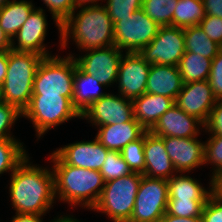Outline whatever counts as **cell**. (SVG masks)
I'll list each match as a JSON object with an SVG mask.
<instances>
[{
  "label": "cell",
  "instance_id": "obj_1",
  "mask_svg": "<svg viewBox=\"0 0 222 222\" xmlns=\"http://www.w3.org/2000/svg\"><path fill=\"white\" fill-rule=\"evenodd\" d=\"M27 156L11 174L9 194L18 214L45 215L56 198L54 174L32 165Z\"/></svg>",
  "mask_w": 222,
  "mask_h": 222
},
{
  "label": "cell",
  "instance_id": "obj_2",
  "mask_svg": "<svg viewBox=\"0 0 222 222\" xmlns=\"http://www.w3.org/2000/svg\"><path fill=\"white\" fill-rule=\"evenodd\" d=\"M61 24V47L65 49L71 38L82 50L106 48L114 45V23L105 5L84 6ZM70 36V37H69Z\"/></svg>",
  "mask_w": 222,
  "mask_h": 222
},
{
  "label": "cell",
  "instance_id": "obj_3",
  "mask_svg": "<svg viewBox=\"0 0 222 222\" xmlns=\"http://www.w3.org/2000/svg\"><path fill=\"white\" fill-rule=\"evenodd\" d=\"M53 162L55 195L72 206L84 205L92 209L98 202L104 179L100 171L65 164L54 152L49 157Z\"/></svg>",
  "mask_w": 222,
  "mask_h": 222
},
{
  "label": "cell",
  "instance_id": "obj_4",
  "mask_svg": "<svg viewBox=\"0 0 222 222\" xmlns=\"http://www.w3.org/2000/svg\"><path fill=\"white\" fill-rule=\"evenodd\" d=\"M44 57L32 52L8 50V66L3 86L5 103L23 112L30 103L33 81Z\"/></svg>",
  "mask_w": 222,
  "mask_h": 222
},
{
  "label": "cell",
  "instance_id": "obj_5",
  "mask_svg": "<svg viewBox=\"0 0 222 222\" xmlns=\"http://www.w3.org/2000/svg\"><path fill=\"white\" fill-rule=\"evenodd\" d=\"M142 174H131L105 182L92 210L105 213L113 222H128L132 216Z\"/></svg>",
  "mask_w": 222,
  "mask_h": 222
},
{
  "label": "cell",
  "instance_id": "obj_6",
  "mask_svg": "<svg viewBox=\"0 0 222 222\" xmlns=\"http://www.w3.org/2000/svg\"><path fill=\"white\" fill-rule=\"evenodd\" d=\"M44 57L33 81L32 95H62L73 99V78L77 63L72 54Z\"/></svg>",
  "mask_w": 222,
  "mask_h": 222
},
{
  "label": "cell",
  "instance_id": "obj_7",
  "mask_svg": "<svg viewBox=\"0 0 222 222\" xmlns=\"http://www.w3.org/2000/svg\"><path fill=\"white\" fill-rule=\"evenodd\" d=\"M22 116L33 122L38 139L53 127L72 118H81L72 101L62 95H32Z\"/></svg>",
  "mask_w": 222,
  "mask_h": 222
},
{
  "label": "cell",
  "instance_id": "obj_8",
  "mask_svg": "<svg viewBox=\"0 0 222 222\" xmlns=\"http://www.w3.org/2000/svg\"><path fill=\"white\" fill-rule=\"evenodd\" d=\"M168 200L167 180L143 175L128 222H159L166 213Z\"/></svg>",
  "mask_w": 222,
  "mask_h": 222
},
{
  "label": "cell",
  "instance_id": "obj_9",
  "mask_svg": "<svg viewBox=\"0 0 222 222\" xmlns=\"http://www.w3.org/2000/svg\"><path fill=\"white\" fill-rule=\"evenodd\" d=\"M160 26L142 9L114 23V45L126 53H138L157 35Z\"/></svg>",
  "mask_w": 222,
  "mask_h": 222
},
{
  "label": "cell",
  "instance_id": "obj_10",
  "mask_svg": "<svg viewBox=\"0 0 222 222\" xmlns=\"http://www.w3.org/2000/svg\"><path fill=\"white\" fill-rule=\"evenodd\" d=\"M185 53L183 28L160 26L155 38L138 54L149 64L178 66Z\"/></svg>",
  "mask_w": 222,
  "mask_h": 222
},
{
  "label": "cell",
  "instance_id": "obj_11",
  "mask_svg": "<svg viewBox=\"0 0 222 222\" xmlns=\"http://www.w3.org/2000/svg\"><path fill=\"white\" fill-rule=\"evenodd\" d=\"M85 55L75 58L77 66L86 74L97 78L105 87L117 83L122 51L115 45L85 50ZM112 83V84H111Z\"/></svg>",
  "mask_w": 222,
  "mask_h": 222
},
{
  "label": "cell",
  "instance_id": "obj_12",
  "mask_svg": "<svg viewBox=\"0 0 222 222\" xmlns=\"http://www.w3.org/2000/svg\"><path fill=\"white\" fill-rule=\"evenodd\" d=\"M83 118L97 127L129 122L134 118L133 102L120 94L107 93L87 108L81 115Z\"/></svg>",
  "mask_w": 222,
  "mask_h": 222
},
{
  "label": "cell",
  "instance_id": "obj_13",
  "mask_svg": "<svg viewBox=\"0 0 222 222\" xmlns=\"http://www.w3.org/2000/svg\"><path fill=\"white\" fill-rule=\"evenodd\" d=\"M151 64L146 63L138 53L123 54L118 69V91L127 99H135L146 92Z\"/></svg>",
  "mask_w": 222,
  "mask_h": 222
},
{
  "label": "cell",
  "instance_id": "obj_14",
  "mask_svg": "<svg viewBox=\"0 0 222 222\" xmlns=\"http://www.w3.org/2000/svg\"><path fill=\"white\" fill-rule=\"evenodd\" d=\"M217 102L208 80L183 84L175 103L187 114L194 116L204 125Z\"/></svg>",
  "mask_w": 222,
  "mask_h": 222
},
{
  "label": "cell",
  "instance_id": "obj_15",
  "mask_svg": "<svg viewBox=\"0 0 222 222\" xmlns=\"http://www.w3.org/2000/svg\"><path fill=\"white\" fill-rule=\"evenodd\" d=\"M44 11L40 7L31 11L25 23L11 40V50L37 53L43 57L51 56L45 47L46 45L43 44L48 27ZM14 38H17L18 45H15Z\"/></svg>",
  "mask_w": 222,
  "mask_h": 222
},
{
  "label": "cell",
  "instance_id": "obj_16",
  "mask_svg": "<svg viewBox=\"0 0 222 222\" xmlns=\"http://www.w3.org/2000/svg\"><path fill=\"white\" fill-rule=\"evenodd\" d=\"M176 173H187L204 164V142L197 137H161Z\"/></svg>",
  "mask_w": 222,
  "mask_h": 222
},
{
  "label": "cell",
  "instance_id": "obj_17",
  "mask_svg": "<svg viewBox=\"0 0 222 222\" xmlns=\"http://www.w3.org/2000/svg\"><path fill=\"white\" fill-rule=\"evenodd\" d=\"M109 151L95 138L65 145L54 153L65 164L100 171Z\"/></svg>",
  "mask_w": 222,
  "mask_h": 222
},
{
  "label": "cell",
  "instance_id": "obj_18",
  "mask_svg": "<svg viewBox=\"0 0 222 222\" xmlns=\"http://www.w3.org/2000/svg\"><path fill=\"white\" fill-rule=\"evenodd\" d=\"M199 126L205 125L175 103L158 119L150 132L159 137L191 138L199 135Z\"/></svg>",
  "mask_w": 222,
  "mask_h": 222
},
{
  "label": "cell",
  "instance_id": "obj_19",
  "mask_svg": "<svg viewBox=\"0 0 222 222\" xmlns=\"http://www.w3.org/2000/svg\"><path fill=\"white\" fill-rule=\"evenodd\" d=\"M145 170L142 175L169 180L176 172L169 158L164 141L150 131L145 132L144 142Z\"/></svg>",
  "mask_w": 222,
  "mask_h": 222
},
{
  "label": "cell",
  "instance_id": "obj_20",
  "mask_svg": "<svg viewBox=\"0 0 222 222\" xmlns=\"http://www.w3.org/2000/svg\"><path fill=\"white\" fill-rule=\"evenodd\" d=\"M182 87L178 66L151 64L145 93L164 95L175 101Z\"/></svg>",
  "mask_w": 222,
  "mask_h": 222
},
{
  "label": "cell",
  "instance_id": "obj_21",
  "mask_svg": "<svg viewBox=\"0 0 222 222\" xmlns=\"http://www.w3.org/2000/svg\"><path fill=\"white\" fill-rule=\"evenodd\" d=\"M146 130L133 118L122 124L99 126L95 138L110 151H121L129 142L139 139Z\"/></svg>",
  "mask_w": 222,
  "mask_h": 222
},
{
  "label": "cell",
  "instance_id": "obj_22",
  "mask_svg": "<svg viewBox=\"0 0 222 222\" xmlns=\"http://www.w3.org/2000/svg\"><path fill=\"white\" fill-rule=\"evenodd\" d=\"M132 102L134 118L146 131H150L158 119L175 104L172 98L152 93H144Z\"/></svg>",
  "mask_w": 222,
  "mask_h": 222
},
{
  "label": "cell",
  "instance_id": "obj_23",
  "mask_svg": "<svg viewBox=\"0 0 222 222\" xmlns=\"http://www.w3.org/2000/svg\"><path fill=\"white\" fill-rule=\"evenodd\" d=\"M73 107L82 115L95 101L101 99L107 93L100 92L104 85L92 75L84 73L78 66L75 68L73 78Z\"/></svg>",
  "mask_w": 222,
  "mask_h": 222
},
{
  "label": "cell",
  "instance_id": "obj_24",
  "mask_svg": "<svg viewBox=\"0 0 222 222\" xmlns=\"http://www.w3.org/2000/svg\"><path fill=\"white\" fill-rule=\"evenodd\" d=\"M34 8L31 1L12 0L0 9V26L10 40L17 34Z\"/></svg>",
  "mask_w": 222,
  "mask_h": 222
},
{
  "label": "cell",
  "instance_id": "obj_25",
  "mask_svg": "<svg viewBox=\"0 0 222 222\" xmlns=\"http://www.w3.org/2000/svg\"><path fill=\"white\" fill-rule=\"evenodd\" d=\"M168 182L169 199H208L211 190L205 189L199 181L188 175H174Z\"/></svg>",
  "mask_w": 222,
  "mask_h": 222
},
{
  "label": "cell",
  "instance_id": "obj_26",
  "mask_svg": "<svg viewBox=\"0 0 222 222\" xmlns=\"http://www.w3.org/2000/svg\"><path fill=\"white\" fill-rule=\"evenodd\" d=\"M211 63L212 59L185 51L178 64L183 84L208 80Z\"/></svg>",
  "mask_w": 222,
  "mask_h": 222
},
{
  "label": "cell",
  "instance_id": "obj_27",
  "mask_svg": "<svg viewBox=\"0 0 222 222\" xmlns=\"http://www.w3.org/2000/svg\"><path fill=\"white\" fill-rule=\"evenodd\" d=\"M185 51L213 59L222 49L216 42L210 40L200 25L183 29Z\"/></svg>",
  "mask_w": 222,
  "mask_h": 222
},
{
  "label": "cell",
  "instance_id": "obj_28",
  "mask_svg": "<svg viewBox=\"0 0 222 222\" xmlns=\"http://www.w3.org/2000/svg\"><path fill=\"white\" fill-rule=\"evenodd\" d=\"M205 16L202 0H178L173 14V26L184 29L199 25Z\"/></svg>",
  "mask_w": 222,
  "mask_h": 222
},
{
  "label": "cell",
  "instance_id": "obj_29",
  "mask_svg": "<svg viewBox=\"0 0 222 222\" xmlns=\"http://www.w3.org/2000/svg\"><path fill=\"white\" fill-rule=\"evenodd\" d=\"M22 144L15 138L0 139V175L7 171L12 174L28 156Z\"/></svg>",
  "mask_w": 222,
  "mask_h": 222
},
{
  "label": "cell",
  "instance_id": "obj_30",
  "mask_svg": "<svg viewBox=\"0 0 222 222\" xmlns=\"http://www.w3.org/2000/svg\"><path fill=\"white\" fill-rule=\"evenodd\" d=\"M178 0H142L141 9L159 26H173Z\"/></svg>",
  "mask_w": 222,
  "mask_h": 222
},
{
  "label": "cell",
  "instance_id": "obj_31",
  "mask_svg": "<svg viewBox=\"0 0 222 222\" xmlns=\"http://www.w3.org/2000/svg\"><path fill=\"white\" fill-rule=\"evenodd\" d=\"M208 199H169L166 213L178 217H201Z\"/></svg>",
  "mask_w": 222,
  "mask_h": 222
},
{
  "label": "cell",
  "instance_id": "obj_32",
  "mask_svg": "<svg viewBox=\"0 0 222 222\" xmlns=\"http://www.w3.org/2000/svg\"><path fill=\"white\" fill-rule=\"evenodd\" d=\"M104 182L127 176L132 173L120 151H109L100 169Z\"/></svg>",
  "mask_w": 222,
  "mask_h": 222
},
{
  "label": "cell",
  "instance_id": "obj_33",
  "mask_svg": "<svg viewBox=\"0 0 222 222\" xmlns=\"http://www.w3.org/2000/svg\"><path fill=\"white\" fill-rule=\"evenodd\" d=\"M145 133L137 140L129 142L120 152L132 172L143 174L145 170L144 155Z\"/></svg>",
  "mask_w": 222,
  "mask_h": 222
},
{
  "label": "cell",
  "instance_id": "obj_34",
  "mask_svg": "<svg viewBox=\"0 0 222 222\" xmlns=\"http://www.w3.org/2000/svg\"><path fill=\"white\" fill-rule=\"evenodd\" d=\"M105 7L115 23L122 18L131 17L133 12L141 9L142 0H107Z\"/></svg>",
  "mask_w": 222,
  "mask_h": 222
},
{
  "label": "cell",
  "instance_id": "obj_35",
  "mask_svg": "<svg viewBox=\"0 0 222 222\" xmlns=\"http://www.w3.org/2000/svg\"><path fill=\"white\" fill-rule=\"evenodd\" d=\"M45 6L49 8L52 17L58 27L60 33L61 44V24L76 11L74 0H43Z\"/></svg>",
  "mask_w": 222,
  "mask_h": 222
},
{
  "label": "cell",
  "instance_id": "obj_36",
  "mask_svg": "<svg viewBox=\"0 0 222 222\" xmlns=\"http://www.w3.org/2000/svg\"><path fill=\"white\" fill-rule=\"evenodd\" d=\"M204 164H213L212 174L222 170V135L212 134L207 142H204Z\"/></svg>",
  "mask_w": 222,
  "mask_h": 222
},
{
  "label": "cell",
  "instance_id": "obj_37",
  "mask_svg": "<svg viewBox=\"0 0 222 222\" xmlns=\"http://www.w3.org/2000/svg\"><path fill=\"white\" fill-rule=\"evenodd\" d=\"M21 116L22 112L16 107L8 103L0 104V139L14 138V136H11L10 128Z\"/></svg>",
  "mask_w": 222,
  "mask_h": 222
},
{
  "label": "cell",
  "instance_id": "obj_38",
  "mask_svg": "<svg viewBox=\"0 0 222 222\" xmlns=\"http://www.w3.org/2000/svg\"><path fill=\"white\" fill-rule=\"evenodd\" d=\"M208 82L217 100L222 99V49L212 59Z\"/></svg>",
  "mask_w": 222,
  "mask_h": 222
},
{
  "label": "cell",
  "instance_id": "obj_39",
  "mask_svg": "<svg viewBox=\"0 0 222 222\" xmlns=\"http://www.w3.org/2000/svg\"><path fill=\"white\" fill-rule=\"evenodd\" d=\"M199 25L210 40L222 47V18L206 15Z\"/></svg>",
  "mask_w": 222,
  "mask_h": 222
},
{
  "label": "cell",
  "instance_id": "obj_40",
  "mask_svg": "<svg viewBox=\"0 0 222 222\" xmlns=\"http://www.w3.org/2000/svg\"><path fill=\"white\" fill-rule=\"evenodd\" d=\"M203 222H222V201L210 196L203 207Z\"/></svg>",
  "mask_w": 222,
  "mask_h": 222
},
{
  "label": "cell",
  "instance_id": "obj_41",
  "mask_svg": "<svg viewBox=\"0 0 222 222\" xmlns=\"http://www.w3.org/2000/svg\"><path fill=\"white\" fill-rule=\"evenodd\" d=\"M204 128L208 133L222 135V99L215 103Z\"/></svg>",
  "mask_w": 222,
  "mask_h": 222
},
{
  "label": "cell",
  "instance_id": "obj_42",
  "mask_svg": "<svg viewBox=\"0 0 222 222\" xmlns=\"http://www.w3.org/2000/svg\"><path fill=\"white\" fill-rule=\"evenodd\" d=\"M210 181L211 196L222 201V170L213 173Z\"/></svg>",
  "mask_w": 222,
  "mask_h": 222
},
{
  "label": "cell",
  "instance_id": "obj_43",
  "mask_svg": "<svg viewBox=\"0 0 222 222\" xmlns=\"http://www.w3.org/2000/svg\"><path fill=\"white\" fill-rule=\"evenodd\" d=\"M206 15L222 18V0H202Z\"/></svg>",
  "mask_w": 222,
  "mask_h": 222
},
{
  "label": "cell",
  "instance_id": "obj_44",
  "mask_svg": "<svg viewBox=\"0 0 222 222\" xmlns=\"http://www.w3.org/2000/svg\"><path fill=\"white\" fill-rule=\"evenodd\" d=\"M16 215L13 217L11 222H43L42 216L43 215H37V214H18L15 213ZM63 216H60L58 218H55L54 221L52 222H57L59 219H61Z\"/></svg>",
  "mask_w": 222,
  "mask_h": 222
},
{
  "label": "cell",
  "instance_id": "obj_45",
  "mask_svg": "<svg viewBox=\"0 0 222 222\" xmlns=\"http://www.w3.org/2000/svg\"><path fill=\"white\" fill-rule=\"evenodd\" d=\"M159 222H203L201 217H178L165 213Z\"/></svg>",
  "mask_w": 222,
  "mask_h": 222
},
{
  "label": "cell",
  "instance_id": "obj_46",
  "mask_svg": "<svg viewBox=\"0 0 222 222\" xmlns=\"http://www.w3.org/2000/svg\"><path fill=\"white\" fill-rule=\"evenodd\" d=\"M8 66V50L0 52V84H3L5 76L7 74Z\"/></svg>",
  "mask_w": 222,
  "mask_h": 222
},
{
  "label": "cell",
  "instance_id": "obj_47",
  "mask_svg": "<svg viewBox=\"0 0 222 222\" xmlns=\"http://www.w3.org/2000/svg\"><path fill=\"white\" fill-rule=\"evenodd\" d=\"M11 49V40L6 36L0 26V52Z\"/></svg>",
  "mask_w": 222,
  "mask_h": 222
},
{
  "label": "cell",
  "instance_id": "obj_48",
  "mask_svg": "<svg viewBox=\"0 0 222 222\" xmlns=\"http://www.w3.org/2000/svg\"><path fill=\"white\" fill-rule=\"evenodd\" d=\"M74 1H75V8L78 9V8L84 7V5L85 7L99 5L97 1H100V0H74Z\"/></svg>",
  "mask_w": 222,
  "mask_h": 222
},
{
  "label": "cell",
  "instance_id": "obj_49",
  "mask_svg": "<svg viewBox=\"0 0 222 222\" xmlns=\"http://www.w3.org/2000/svg\"><path fill=\"white\" fill-rule=\"evenodd\" d=\"M57 222H80V221L77 220V219H74L73 216L70 217V216L68 215V216L62 217V218L59 219Z\"/></svg>",
  "mask_w": 222,
  "mask_h": 222
},
{
  "label": "cell",
  "instance_id": "obj_50",
  "mask_svg": "<svg viewBox=\"0 0 222 222\" xmlns=\"http://www.w3.org/2000/svg\"><path fill=\"white\" fill-rule=\"evenodd\" d=\"M5 103L3 86L0 84V104Z\"/></svg>",
  "mask_w": 222,
  "mask_h": 222
},
{
  "label": "cell",
  "instance_id": "obj_51",
  "mask_svg": "<svg viewBox=\"0 0 222 222\" xmlns=\"http://www.w3.org/2000/svg\"><path fill=\"white\" fill-rule=\"evenodd\" d=\"M10 0H0V9L6 4L8 3Z\"/></svg>",
  "mask_w": 222,
  "mask_h": 222
}]
</instances>
